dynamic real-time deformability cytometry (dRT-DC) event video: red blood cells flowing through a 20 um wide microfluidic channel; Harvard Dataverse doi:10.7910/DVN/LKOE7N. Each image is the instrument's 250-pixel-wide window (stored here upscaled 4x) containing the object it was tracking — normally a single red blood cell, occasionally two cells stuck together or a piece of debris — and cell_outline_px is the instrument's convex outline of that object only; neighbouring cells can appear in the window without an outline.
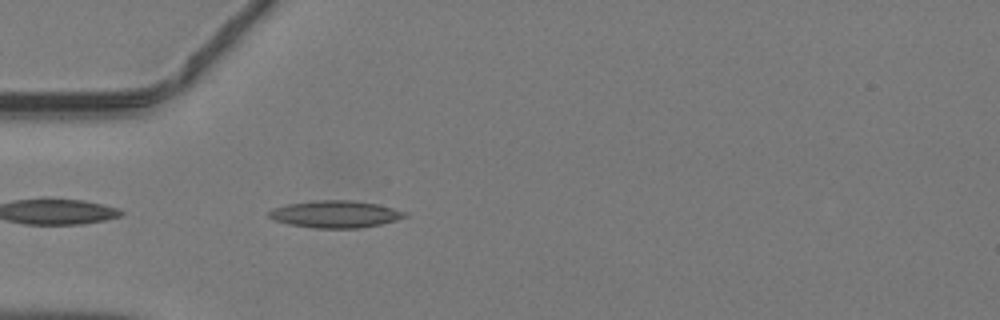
{"species": "common noctule bat (a hibernating species)", "species_latin": "Nyctalus noctula", "temperature_condition": "warm", "stored_images_in_passage": 7, "camera_frame_rate_fps": 3000, "um_per_image_px": 0.085, "animal": {"sex": "male", "body_mass_g": 19.2, "forearm_length_mm": 51.8}, "frame": {"image": 1, "passage_image": 2, "time_ms": 0.333, "image_size_px": [1000, 320], "cell_outline_px": [[408, 216], [396, 220], [380, 224], [360, 228], [316, 228], [288, 224], [276, 220], [268, 216], [268, 212], [272, 208], [288, 204], [320, 200], [352, 200], [376, 204], [392, 208], [404, 212]], "centroid_in_image_um": [28.48, 18.2], "position_along_channel_um": 56.5, "area_um2": 21.21}}
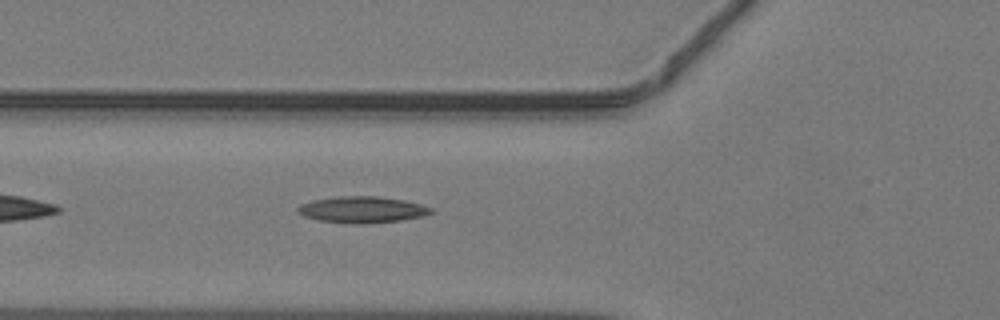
{"frame": {"image": 2, "passage_image": 5, "time_ms": 1.333, "image_size_px": [1000, 320], "cell_outline_px": [[436, 212], [424, 216], [400, 220], [356, 224], [352, 224], [320, 220], [304, 216], [296, 212], [296, 208], [300, 204], [312, 200], [336, 196], [376, 196], [404, 200], [420, 204], [432, 208]], "centroid_in_image_um": [30.77, 17.81], "position_along_channel_um": 95.0, "area_um2": 20.52}}